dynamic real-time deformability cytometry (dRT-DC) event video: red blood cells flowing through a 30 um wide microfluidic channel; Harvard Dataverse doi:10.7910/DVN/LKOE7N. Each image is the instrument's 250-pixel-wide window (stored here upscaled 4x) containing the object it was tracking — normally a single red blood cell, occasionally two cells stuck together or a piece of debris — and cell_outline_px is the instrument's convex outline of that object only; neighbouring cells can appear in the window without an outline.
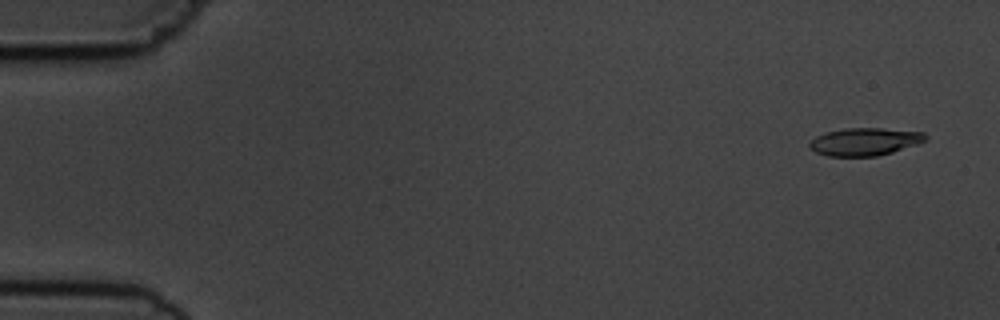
{"species": "common noctule bat (a hibernating species)", "species_latin": "Nyctalus noctula", "temperature_condition": "cold", "stored_images_in_passage": 7, "camera_frame_rate_fps": 3000, "um_per_image_px": 0.085, "animal": {"sex": "male", "body_mass_g": 19.5, "forearm_length_mm": 54.6}, "frame": {"image": 1, "passage_image": 1, "time_ms": 0.0, "image_size_px": [1000, 320], "cell_outline_px": [[928, 140], [920, 144], [892, 152], [876, 156], [828, 156], [816, 152], [808, 148], [808, 144], [816, 136], [828, 132], [844, 128], [880, 128], [924, 132], [928, 136]], "centroid_in_image_um": [73.54, 12.04], "position_along_channel_um": 11.5, "area_um2": 18.84}}
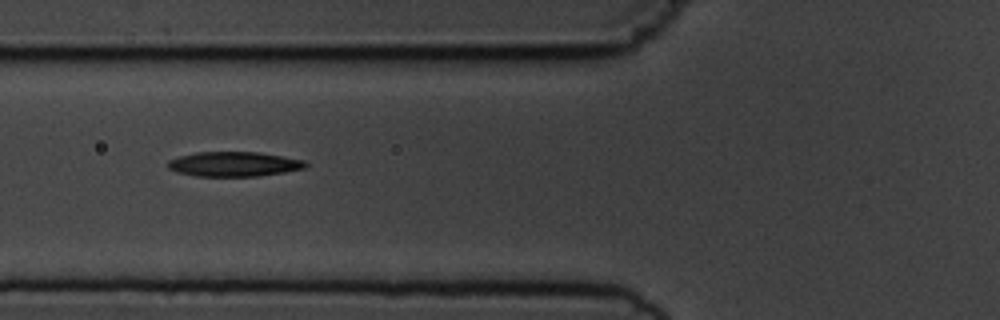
{"frame": {"image": 2, "passage_image": 6, "time_ms": 6.0, "image_size_px": [1000, 320], "cell_outline_px": [[308, 164], [304, 168], [284, 172], [260, 176], [196, 176], [176, 172], [168, 168], [168, 160], [180, 156], [196, 152], [260, 152], [304, 160]], "centroid_in_image_um": [19.88, 13.95], "position_along_channel_um": 105.9, "area_um2": 19.83}}
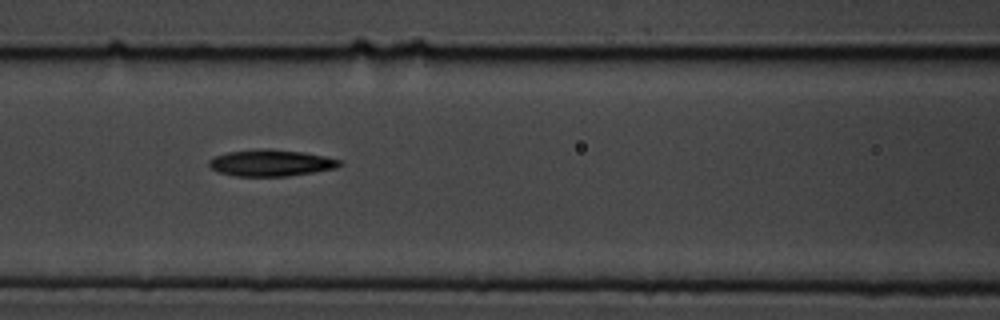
{"frame": {"image": 3, "passage_image": 7, "time_ms": 7.0, "image_size_px": [1000, 320], "cell_outline_px": [[344, 164], [336, 168], [288, 176], [236, 176], [220, 172], [212, 168], [208, 164], [208, 160], [216, 156], [228, 152], [256, 148], [268, 148], [304, 152], [324, 156], [340, 160]], "centroid_in_image_um": [23.04, 13.83], "position_along_channel_um": 143.6, "area_um2": 20.23}}